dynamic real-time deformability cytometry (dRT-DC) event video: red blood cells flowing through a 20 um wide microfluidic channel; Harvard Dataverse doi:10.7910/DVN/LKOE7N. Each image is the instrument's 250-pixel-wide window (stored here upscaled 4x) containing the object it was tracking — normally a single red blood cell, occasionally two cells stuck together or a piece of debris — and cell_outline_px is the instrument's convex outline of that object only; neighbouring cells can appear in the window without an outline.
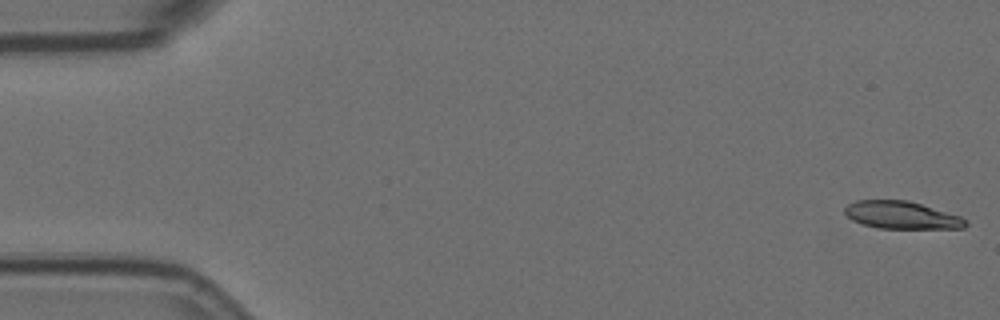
{"species": "Egyptian fruit bat (a non-hibernating species)", "species_latin": "Rousettus aegyptiacus", "temperature_condition": "room temperature", "stored_images_in_passage": 8, "camera_frame_rate_fps": 3000, "um_per_image_px": 0.085, "animal": {"sex": "female"}, "frame": {"image": 1, "passage_image": 1, "time_ms": 0.0, "image_size_px": [1000, 320], "cell_outline_px": [[968, 224], [964, 228], [880, 228], [864, 224], [852, 220], [844, 212], [844, 208], [848, 204], [856, 200], [908, 200], [960, 216], [968, 220]], "centroid_in_image_um": [76.64, 18.28], "position_along_channel_um": 8.4, "area_um2": 19.25}}